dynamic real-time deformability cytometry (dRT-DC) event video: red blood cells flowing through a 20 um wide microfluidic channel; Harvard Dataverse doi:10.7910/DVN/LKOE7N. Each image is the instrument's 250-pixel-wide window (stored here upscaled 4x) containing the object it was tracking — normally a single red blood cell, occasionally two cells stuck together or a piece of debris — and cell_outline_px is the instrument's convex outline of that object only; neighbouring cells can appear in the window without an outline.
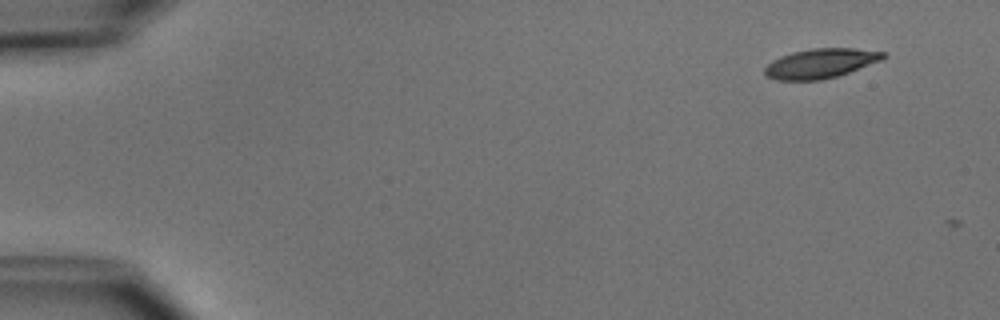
{"species": "common noctule bat (a hibernating species)", "species_latin": "Nyctalus noctula", "temperature_condition": "cold", "stored_images_in_passage": 2, "camera_frame_rate_fps": 3000, "um_per_image_px": 0.085, "animal": {"sex": "male", "body_mass_g": 15.6}, "frame": {"image": 1, "passage_image": 2, "time_ms": 1.0, "image_size_px": [1000, 320], "cell_outline_px": [[888, 56], [880, 60], [848, 72], [836, 76], [820, 80], [776, 80], [764, 76], [764, 68], [772, 60], [780, 56], [792, 52], [812, 48], [852, 48], [888, 52]], "centroid_in_image_um": [69.72, 5.38], "position_along_channel_um": 15.3, "area_um2": 20.4}}